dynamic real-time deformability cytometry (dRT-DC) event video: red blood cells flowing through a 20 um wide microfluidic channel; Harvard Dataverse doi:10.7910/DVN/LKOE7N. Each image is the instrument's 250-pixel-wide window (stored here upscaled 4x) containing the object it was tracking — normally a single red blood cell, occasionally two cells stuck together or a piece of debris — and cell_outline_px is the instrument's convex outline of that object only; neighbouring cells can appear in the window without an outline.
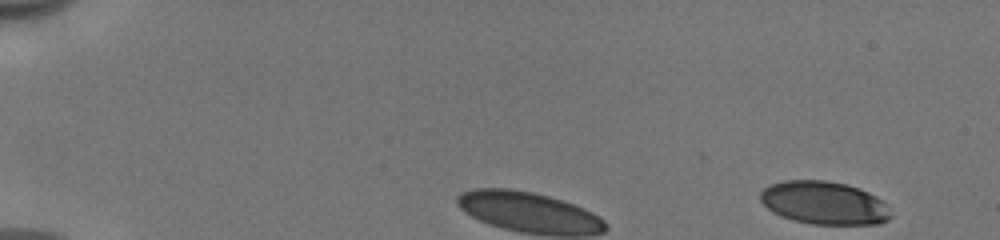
{"species": "human", "species_latin": "Homo sapiens", "temperature_condition": "cold", "stored_images_in_passage": 50, "camera_frame_rate_fps": 3000, "um_per_image_px": 0.085, "donor": {"sex": "male"}, "frame": {"image": 1, "passage_image": 1, "time_ms": 0.0, "image_size_px": [1000, 240], "cell_outline_px": [[892, 216], [888, 220], [880, 224], [812, 224], [780, 216], [772, 212], [760, 200], [760, 192], [768, 184], [784, 180], [824, 180], [848, 184], [860, 188], [876, 196], [888, 204]], "centroid_in_image_um": [70.07, 17.23], "position_along_channel_um": 14.9, "area_um2": 33.06}}
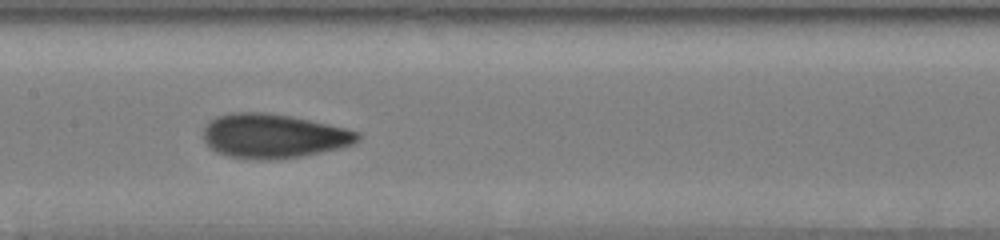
{"frame": {"image": 2, "passage_image": 26, "time_ms": 8.333, "image_size_px": [1000, 240], "cell_outline_px": [[360, 140], [344, 148], [300, 156], [272, 160], [260, 160], [228, 156], [216, 152], [204, 140], [204, 128], [216, 116], [228, 112], [264, 112], [292, 116], [328, 124], [360, 132]], "centroid_in_image_um": [23.27, 11.56], "position_along_channel_um": 184.1, "area_um2": 39.88}}
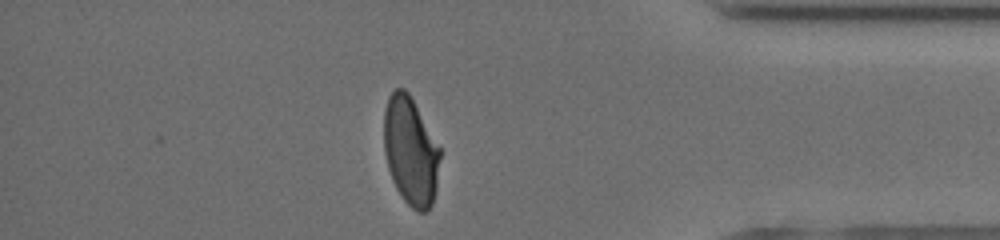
{"frame": {"image": 3, "passage_image": 44, "time_ms": 14.333, "image_size_px": [1000, 240], "cell_outline_px": [[440, 156], [436, 188], [432, 204], [428, 212], [416, 212], [404, 200], [396, 188], [392, 180], [388, 168], [384, 152], [384, 108], [388, 96], [396, 88], [404, 88], [408, 92], [440, 148]], "centroid_in_image_um": [34.88, 12.86], "position_along_channel_um": 400.3, "area_um2": 35.37}, "authors_computed_cell_mechanics": {"area_um2": 37.1365, "velocity_mm_per_s": 3.9759, "shape_relaxation_time_tau1_ms": 4.9682, "shape_relaxation_time_tau2_ms": 1.2164, "deformation_change_tau1": 0.1741, "deformation_change_tau2": 0.0633}}